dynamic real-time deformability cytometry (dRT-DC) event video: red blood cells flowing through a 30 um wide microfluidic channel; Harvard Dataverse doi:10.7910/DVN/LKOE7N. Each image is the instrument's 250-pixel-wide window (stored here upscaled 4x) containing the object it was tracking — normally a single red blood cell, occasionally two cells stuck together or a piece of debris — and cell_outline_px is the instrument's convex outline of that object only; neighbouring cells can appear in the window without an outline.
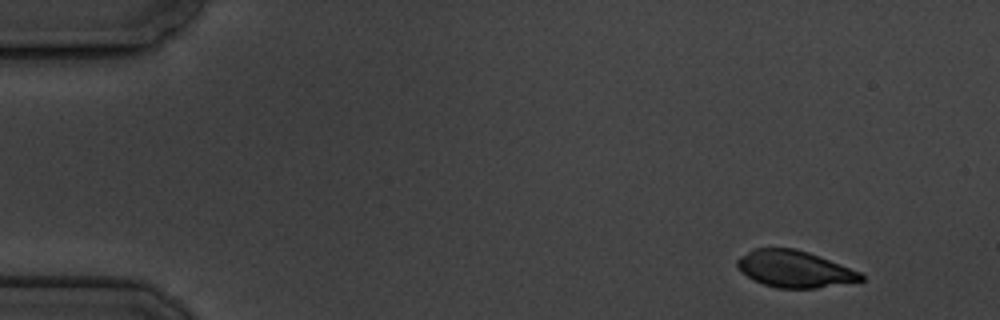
{"species": "common noctule bat (a hibernating species)", "species_latin": "Nyctalus noctula", "temperature_condition": "cold", "stored_images_in_passage": 9, "camera_frame_rate_fps": 3000, "um_per_image_px": 0.085, "animal": {"sex": "male", "body_mass_g": 19.5, "forearm_length_mm": 54.6}, "frame": {"image": 1, "passage_image": 1, "time_ms": 0.0, "image_size_px": [1000, 320], "cell_outline_px": [[864, 280], [816, 288], [776, 288], [752, 280], [736, 268], [736, 260], [740, 256], [752, 248], [796, 248], [808, 252], [860, 272], [864, 276]], "centroid_in_image_um": [67.46, 22.86], "position_along_channel_um": 17.5, "area_um2": 26.47}}